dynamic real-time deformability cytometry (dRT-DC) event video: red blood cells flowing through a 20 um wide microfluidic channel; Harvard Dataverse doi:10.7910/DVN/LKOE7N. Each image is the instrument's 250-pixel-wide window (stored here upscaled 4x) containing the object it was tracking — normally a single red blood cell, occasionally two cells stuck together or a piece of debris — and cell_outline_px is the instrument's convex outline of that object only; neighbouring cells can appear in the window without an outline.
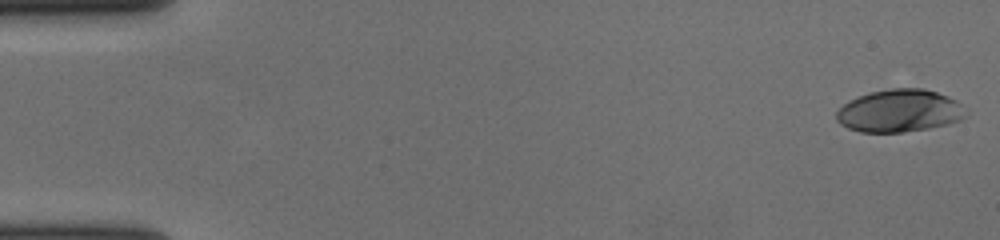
{"species": "human", "species_latin": "Homo sapiens", "temperature_condition": "cold", "stored_images_in_passage": 57, "camera_frame_rate_fps": 3000, "um_per_image_px": 0.085, "donor": {"sex": "female"}, "frame": {"image": 1, "passage_image": 1, "time_ms": 0.0, "image_size_px": [1000, 240], "cell_outline_px": [[968, 116], [960, 120], [948, 124], [928, 128], [904, 132], [860, 132], [848, 128], [840, 124], [836, 120], [836, 112], [844, 104], [868, 92], [892, 88], [924, 88], [948, 96], [956, 100], [968, 112]], "centroid_in_image_um": [76.48, 9.42], "position_along_channel_um": 8.5, "area_um2": 32.19}}
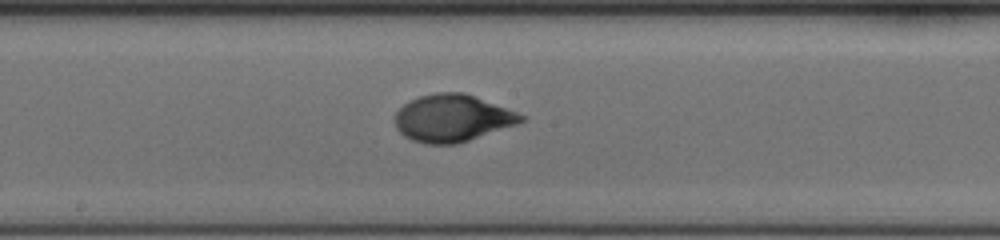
{"frame": {"image": 2, "passage_image": 31, "time_ms": 10.0, "image_size_px": [1000, 240], "cell_outline_px": [[524, 120], [516, 124], [456, 144], [424, 144], [412, 140], [404, 136], [396, 128], [396, 112], [404, 104], [420, 96], [436, 92], [464, 92], [516, 112], [524, 116]], "centroid_in_image_um": [38.41, 10.04], "position_along_channel_um": 209.8, "area_um2": 34.16}}
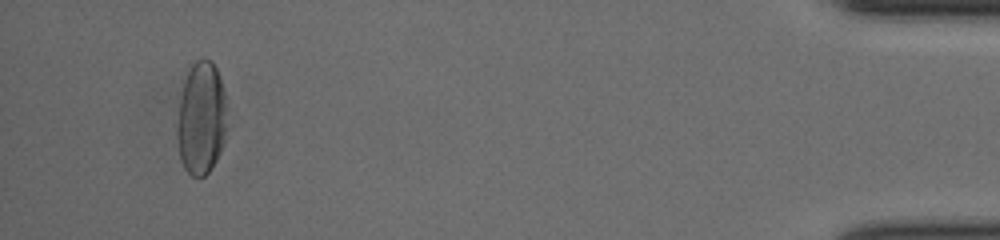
{"frame": {"image": 3, "passage_image": 54, "time_ms": 17.667, "image_size_px": [1000, 240], "cell_outline_px": [[224, 140], [216, 160], [212, 168], [200, 180], [192, 176], [184, 168], [180, 160], [176, 140], [176, 124], [180, 100], [184, 80], [188, 68], [196, 60], [204, 56], [212, 60], [216, 68], [220, 80], [224, 96]], "centroid_in_image_um": [17.05, 10.07], "position_along_channel_um": 418.2, "area_um2": 32.89}, "authors_computed_cell_mechanics": {"area_um2": 32.946, "velocity_mm_per_s": 3.6737, "shape_relaxation_time_tau1_ms": 3.2762, "shape_relaxation_time_tau2_ms": 0.9198, "deformation_change_tau1": 0.1858, "deformation_change_tau2": 0.0411}}